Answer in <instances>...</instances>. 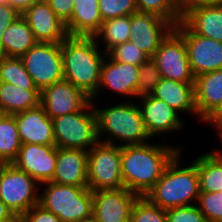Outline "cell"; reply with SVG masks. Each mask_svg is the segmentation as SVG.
Masks as SVG:
<instances>
[{
  "label": "cell",
  "mask_w": 222,
  "mask_h": 222,
  "mask_svg": "<svg viewBox=\"0 0 222 222\" xmlns=\"http://www.w3.org/2000/svg\"><path fill=\"white\" fill-rule=\"evenodd\" d=\"M181 147L152 142L121 147V175L124 187L139 196L156 184Z\"/></svg>",
  "instance_id": "cell-1"
},
{
  "label": "cell",
  "mask_w": 222,
  "mask_h": 222,
  "mask_svg": "<svg viewBox=\"0 0 222 222\" xmlns=\"http://www.w3.org/2000/svg\"><path fill=\"white\" fill-rule=\"evenodd\" d=\"M61 49L64 80L92 99L98 93L101 67L107 53L95 37L84 36H68L61 42Z\"/></svg>",
  "instance_id": "cell-2"
},
{
  "label": "cell",
  "mask_w": 222,
  "mask_h": 222,
  "mask_svg": "<svg viewBox=\"0 0 222 222\" xmlns=\"http://www.w3.org/2000/svg\"><path fill=\"white\" fill-rule=\"evenodd\" d=\"M132 100L133 98L103 109H100V106L96 108L94 105L96 101L91 100L96 114L100 142L117 146L120 144L122 147L145 144L151 140L144 126L139 104ZM104 134L109 136L104 138L105 140L102 138Z\"/></svg>",
  "instance_id": "cell-3"
},
{
  "label": "cell",
  "mask_w": 222,
  "mask_h": 222,
  "mask_svg": "<svg viewBox=\"0 0 222 222\" xmlns=\"http://www.w3.org/2000/svg\"><path fill=\"white\" fill-rule=\"evenodd\" d=\"M179 152L165 168L156 184L145 194L152 204L162 209L194 205L200 194L197 157L192 163L181 166ZM181 160V161H180Z\"/></svg>",
  "instance_id": "cell-4"
},
{
  "label": "cell",
  "mask_w": 222,
  "mask_h": 222,
  "mask_svg": "<svg viewBox=\"0 0 222 222\" xmlns=\"http://www.w3.org/2000/svg\"><path fill=\"white\" fill-rule=\"evenodd\" d=\"M39 192V204L62 222H78L92 215L93 192L88 187L57 184L51 181Z\"/></svg>",
  "instance_id": "cell-5"
},
{
  "label": "cell",
  "mask_w": 222,
  "mask_h": 222,
  "mask_svg": "<svg viewBox=\"0 0 222 222\" xmlns=\"http://www.w3.org/2000/svg\"><path fill=\"white\" fill-rule=\"evenodd\" d=\"M52 120L56 147L89 151L99 142L97 119L91 101L81 111Z\"/></svg>",
  "instance_id": "cell-6"
},
{
  "label": "cell",
  "mask_w": 222,
  "mask_h": 222,
  "mask_svg": "<svg viewBox=\"0 0 222 222\" xmlns=\"http://www.w3.org/2000/svg\"><path fill=\"white\" fill-rule=\"evenodd\" d=\"M88 188L93 191L124 187L121 146L98 142L88 151Z\"/></svg>",
  "instance_id": "cell-7"
},
{
  "label": "cell",
  "mask_w": 222,
  "mask_h": 222,
  "mask_svg": "<svg viewBox=\"0 0 222 222\" xmlns=\"http://www.w3.org/2000/svg\"><path fill=\"white\" fill-rule=\"evenodd\" d=\"M41 185L11 164L0 166V200L14 215H23L39 203Z\"/></svg>",
  "instance_id": "cell-8"
},
{
  "label": "cell",
  "mask_w": 222,
  "mask_h": 222,
  "mask_svg": "<svg viewBox=\"0 0 222 222\" xmlns=\"http://www.w3.org/2000/svg\"><path fill=\"white\" fill-rule=\"evenodd\" d=\"M20 58L39 91L64 79L61 43L37 42Z\"/></svg>",
  "instance_id": "cell-9"
},
{
  "label": "cell",
  "mask_w": 222,
  "mask_h": 222,
  "mask_svg": "<svg viewBox=\"0 0 222 222\" xmlns=\"http://www.w3.org/2000/svg\"><path fill=\"white\" fill-rule=\"evenodd\" d=\"M152 60L158 66L161 78L195 83L184 38L175 29L161 42Z\"/></svg>",
  "instance_id": "cell-10"
},
{
  "label": "cell",
  "mask_w": 222,
  "mask_h": 222,
  "mask_svg": "<svg viewBox=\"0 0 222 222\" xmlns=\"http://www.w3.org/2000/svg\"><path fill=\"white\" fill-rule=\"evenodd\" d=\"M174 29L184 38L195 77L222 69V42L195 34L182 20Z\"/></svg>",
  "instance_id": "cell-11"
},
{
  "label": "cell",
  "mask_w": 222,
  "mask_h": 222,
  "mask_svg": "<svg viewBox=\"0 0 222 222\" xmlns=\"http://www.w3.org/2000/svg\"><path fill=\"white\" fill-rule=\"evenodd\" d=\"M90 101L80 88L64 79L40 91V105L51 119L81 111Z\"/></svg>",
  "instance_id": "cell-12"
},
{
  "label": "cell",
  "mask_w": 222,
  "mask_h": 222,
  "mask_svg": "<svg viewBox=\"0 0 222 222\" xmlns=\"http://www.w3.org/2000/svg\"><path fill=\"white\" fill-rule=\"evenodd\" d=\"M173 29L169 21L157 15L140 12L130 15V41L149 58Z\"/></svg>",
  "instance_id": "cell-13"
},
{
  "label": "cell",
  "mask_w": 222,
  "mask_h": 222,
  "mask_svg": "<svg viewBox=\"0 0 222 222\" xmlns=\"http://www.w3.org/2000/svg\"><path fill=\"white\" fill-rule=\"evenodd\" d=\"M138 197L125 187L93 191L92 214L99 222H130L132 207Z\"/></svg>",
  "instance_id": "cell-14"
},
{
  "label": "cell",
  "mask_w": 222,
  "mask_h": 222,
  "mask_svg": "<svg viewBox=\"0 0 222 222\" xmlns=\"http://www.w3.org/2000/svg\"><path fill=\"white\" fill-rule=\"evenodd\" d=\"M56 161L55 145L21 144L17 158L12 164L41 184L52 180Z\"/></svg>",
  "instance_id": "cell-15"
},
{
  "label": "cell",
  "mask_w": 222,
  "mask_h": 222,
  "mask_svg": "<svg viewBox=\"0 0 222 222\" xmlns=\"http://www.w3.org/2000/svg\"><path fill=\"white\" fill-rule=\"evenodd\" d=\"M145 129L152 139L154 136L180 131L184 128L179 113L152 94L138 97ZM180 116V117H179Z\"/></svg>",
  "instance_id": "cell-16"
},
{
  "label": "cell",
  "mask_w": 222,
  "mask_h": 222,
  "mask_svg": "<svg viewBox=\"0 0 222 222\" xmlns=\"http://www.w3.org/2000/svg\"><path fill=\"white\" fill-rule=\"evenodd\" d=\"M21 16L38 42L61 43L69 36L65 22L55 14L46 0L34 3Z\"/></svg>",
  "instance_id": "cell-17"
},
{
  "label": "cell",
  "mask_w": 222,
  "mask_h": 222,
  "mask_svg": "<svg viewBox=\"0 0 222 222\" xmlns=\"http://www.w3.org/2000/svg\"><path fill=\"white\" fill-rule=\"evenodd\" d=\"M138 70L139 66L114 61L106 55L101 67L98 93L91 100H96L104 88L127 98H137Z\"/></svg>",
  "instance_id": "cell-18"
},
{
  "label": "cell",
  "mask_w": 222,
  "mask_h": 222,
  "mask_svg": "<svg viewBox=\"0 0 222 222\" xmlns=\"http://www.w3.org/2000/svg\"><path fill=\"white\" fill-rule=\"evenodd\" d=\"M21 144L55 145L53 120L39 104L14 114Z\"/></svg>",
  "instance_id": "cell-19"
},
{
  "label": "cell",
  "mask_w": 222,
  "mask_h": 222,
  "mask_svg": "<svg viewBox=\"0 0 222 222\" xmlns=\"http://www.w3.org/2000/svg\"><path fill=\"white\" fill-rule=\"evenodd\" d=\"M88 151L57 147V161L51 182L88 187Z\"/></svg>",
  "instance_id": "cell-20"
},
{
  "label": "cell",
  "mask_w": 222,
  "mask_h": 222,
  "mask_svg": "<svg viewBox=\"0 0 222 222\" xmlns=\"http://www.w3.org/2000/svg\"><path fill=\"white\" fill-rule=\"evenodd\" d=\"M181 9L182 21L195 34L222 42V4Z\"/></svg>",
  "instance_id": "cell-21"
},
{
  "label": "cell",
  "mask_w": 222,
  "mask_h": 222,
  "mask_svg": "<svg viewBox=\"0 0 222 222\" xmlns=\"http://www.w3.org/2000/svg\"><path fill=\"white\" fill-rule=\"evenodd\" d=\"M195 83H183L161 78L152 95L163 100L178 113L189 112L198 117L195 104Z\"/></svg>",
  "instance_id": "cell-22"
},
{
  "label": "cell",
  "mask_w": 222,
  "mask_h": 222,
  "mask_svg": "<svg viewBox=\"0 0 222 222\" xmlns=\"http://www.w3.org/2000/svg\"><path fill=\"white\" fill-rule=\"evenodd\" d=\"M98 0H74L73 13L66 23L69 36L94 37L101 29Z\"/></svg>",
  "instance_id": "cell-23"
},
{
  "label": "cell",
  "mask_w": 222,
  "mask_h": 222,
  "mask_svg": "<svg viewBox=\"0 0 222 222\" xmlns=\"http://www.w3.org/2000/svg\"><path fill=\"white\" fill-rule=\"evenodd\" d=\"M195 104L201 122L222 102V69L195 77Z\"/></svg>",
  "instance_id": "cell-24"
},
{
  "label": "cell",
  "mask_w": 222,
  "mask_h": 222,
  "mask_svg": "<svg viewBox=\"0 0 222 222\" xmlns=\"http://www.w3.org/2000/svg\"><path fill=\"white\" fill-rule=\"evenodd\" d=\"M37 42L26 20L19 16L1 37L0 56L22 57Z\"/></svg>",
  "instance_id": "cell-25"
},
{
  "label": "cell",
  "mask_w": 222,
  "mask_h": 222,
  "mask_svg": "<svg viewBox=\"0 0 222 222\" xmlns=\"http://www.w3.org/2000/svg\"><path fill=\"white\" fill-rule=\"evenodd\" d=\"M40 104L39 90H26L7 82H0V114H16Z\"/></svg>",
  "instance_id": "cell-26"
},
{
  "label": "cell",
  "mask_w": 222,
  "mask_h": 222,
  "mask_svg": "<svg viewBox=\"0 0 222 222\" xmlns=\"http://www.w3.org/2000/svg\"><path fill=\"white\" fill-rule=\"evenodd\" d=\"M200 192L222 191V154L218 150L197 157Z\"/></svg>",
  "instance_id": "cell-27"
},
{
  "label": "cell",
  "mask_w": 222,
  "mask_h": 222,
  "mask_svg": "<svg viewBox=\"0 0 222 222\" xmlns=\"http://www.w3.org/2000/svg\"><path fill=\"white\" fill-rule=\"evenodd\" d=\"M21 140L14 114H0V162L11 164L18 155Z\"/></svg>",
  "instance_id": "cell-28"
},
{
  "label": "cell",
  "mask_w": 222,
  "mask_h": 222,
  "mask_svg": "<svg viewBox=\"0 0 222 222\" xmlns=\"http://www.w3.org/2000/svg\"><path fill=\"white\" fill-rule=\"evenodd\" d=\"M129 31L130 15H127L103 21L100 31L94 37L99 46L105 43L102 48L107 53L114 46L130 41Z\"/></svg>",
  "instance_id": "cell-29"
},
{
  "label": "cell",
  "mask_w": 222,
  "mask_h": 222,
  "mask_svg": "<svg viewBox=\"0 0 222 222\" xmlns=\"http://www.w3.org/2000/svg\"><path fill=\"white\" fill-rule=\"evenodd\" d=\"M0 82H7L26 90H38L20 57L0 56Z\"/></svg>",
  "instance_id": "cell-30"
},
{
  "label": "cell",
  "mask_w": 222,
  "mask_h": 222,
  "mask_svg": "<svg viewBox=\"0 0 222 222\" xmlns=\"http://www.w3.org/2000/svg\"><path fill=\"white\" fill-rule=\"evenodd\" d=\"M140 13L157 15L174 27L182 20L181 0H136Z\"/></svg>",
  "instance_id": "cell-31"
},
{
  "label": "cell",
  "mask_w": 222,
  "mask_h": 222,
  "mask_svg": "<svg viewBox=\"0 0 222 222\" xmlns=\"http://www.w3.org/2000/svg\"><path fill=\"white\" fill-rule=\"evenodd\" d=\"M130 222H168L166 210L139 196L131 211Z\"/></svg>",
  "instance_id": "cell-32"
},
{
  "label": "cell",
  "mask_w": 222,
  "mask_h": 222,
  "mask_svg": "<svg viewBox=\"0 0 222 222\" xmlns=\"http://www.w3.org/2000/svg\"><path fill=\"white\" fill-rule=\"evenodd\" d=\"M138 75L137 98L152 94L161 80L158 66L152 58L139 66Z\"/></svg>",
  "instance_id": "cell-33"
},
{
  "label": "cell",
  "mask_w": 222,
  "mask_h": 222,
  "mask_svg": "<svg viewBox=\"0 0 222 222\" xmlns=\"http://www.w3.org/2000/svg\"><path fill=\"white\" fill-rule=\"evenodd\" d=\"M196 205L207 222H222V191L200 192Z\"/></svg>",
  "instance_id": "cell-34"
},
{
  "label": "cell",
  "mask_w": 222,
  "mask_h": 222,
  "mask_svg": "<svg viewBox=\"0 0 222 222\" xmlns=\"http://www.w3.org/2000/svg\"><path fill=\"white\" fill-rule=\"evenodd\" d=\"M107 55L114 61L130 63L136 66H140L149 59V57L131 41L114 46L107 52Z\"/></svg>",
  "instance_id": "cell-35"
},
{
  "label": "cell",
  "mask_w": 222,
  "mask_h": 222,
  "mask_svg": "<svg viewBox=\"0 0 222 222\" xmlns=\"http://www.w3.org/2000/svg\"><path fill=\"white\" fill-rule=\"evenodd\" d=\"M98 3L103 21L138 12L136 0H98Z\"/></svg>",
  "instance_id": "cell-36"
},
{
  "label": "cell",
  "mask_w": 222,
  "mask_h": 222,
  "mask_svg": "<svg viewBox=\"0 0 222 222\" xmlns=\"http://www.w3.org/2000/svg\"><path fill=\"white\" fill-rule=\"evenodd\" d=\"M168 222H207L197 205L173 207L166 210Z\"/></svg>",
  "instance_id": "cell-37"
},
{
  "label": "cell",
  "mask_w": 222,
  "mask_h": 222,
  "mask_svg": "<svg viewBox=\"0 0 222 222\" xmlns=\"http://www.w3.org/2000/svg\"><path fill=\"white\" fill-rule=\"evenodd\" d=\"M26 222H62L59 217L39 203L23 214Z\"/></svg>",
  "instance_id": "cell-38"
},
{
  "label": "cell",
  "mask_w": 222,
  "mask_h": 222,
  "mask_svg": "<svg viewBox=\"0 0 222 222\" xmlns=\"http://www.w3.org/2000/svg\"><path fill=\"white\" fill-rule=\"evenodd\" d=\"M46 2L65 24L70 20L74 8V0H46Z\"/></svg>",
  "instance_id": "cell-39"
},
{
  "label": "cell",
  "mask_w": 222,
  "mask_h": 222,
  "mask_svg": "<svg viewBox=\"0 0 222 222\" xmlns=\"http://www.w3.org/2000/svg\"><path fill=\"white\" fill-rule=\"evenodd\" d=\"M21 13H19L15 8L7 5H0V40L5 32V29L12 24Z\"/></svg>",
  "instance_id": "cell-40"
},
{
  "label": "cell",
  "mask_w": 222,
  "mask_h": 222,
  "mask_svg": "<svg viewBox=\"0 0 222 222\" xmlns=\"http://www.w3.org/2000/svg\"><path fill=\"white\" fill-rule=\"evenodd\" d=\"M214 125L213 127L220 132L222 130V102L202 121Z\"/></svg>",
  "instance_id": "cell-41"
},
{
  "label": "cell",
  "mask_w": 222,
  "mask_h": 222,
  "mask_svg": "<svg viewBox=\"0 0 222 222\" xmlns=\"http://www.w3.org/2000/svg\"><path fill=\"white\" fill-rule=\"evenodd\" d=\"M222 0H181V7L221 5Z\"/></svg>",
  "instance_id": "cell-42"
},
{
  "label": "cell",
  "mask_w": 222,
  "mask_h": 222,
  "mask_svg": "<svg viewBox=\"0 0 222 222\" xmlns=\"http://www.w3.org/2000/svg\"><path fill=\"white\" fill-rule=\"evenodd\" d=\"M40 1L43 0H9V5L22 14L28 7Z\"/></svg>",
  "instance_id": "cell-43"
},
{
  "label": "cell",
  "mask_w": 222,
  "mask_h": 222,
  "mask_svg": "<svg viewBox=\"0 0 222 222\" xmlns=\"http://www.w3.org/2000/svg\"><path fill=\"white\" fill-rule=\"evenodd\" d=\"M13 212L0 200V222L9 220Z\"/></svg>",
  "instance_id": "cell-44"
},
{
  "label": "cell",
  "mask_w": 222,
  "mask_h": 222,
  "mask_svg": "<svg viewBox=\"0 0 222 222\" xmlns=\"http://www.w3.org/2000/svg\"><path fill=\"white\" fill-rule=\"evenodd\" d=\"M4 222H26L23 215H13L9 220Z\"/></svg>",
  "instance_id": "cell-45"
},
{
  "label": "cell",
  "mask_w": 222,
  "mask_h": 222,
  "mask_svg": "<svg viewBox=\"0 0 222 222\" xmlns=\"http://www.w3.org/2000/svg\"><path fill=\"white\" fill-rule=\"evenodd\" d=\"M78 222H99L95 216L92 214L90 217L88 218H84V219H81L79 220Z\"/></svg>",
  "instance_id": "cell-46"
},
{
  "label": "cell",
  "mask_w": 222,
  "mask_h": 222,
  "mask_svg": "<svg viewBox=\"0 0 222 222\" xmlns=\"http://www.w3.org/2000/svg\"><path fill=\"white\" fill-rule=\"evenodd\" d=\"M9 4V0H0V5H7Z\"/></svg>",
  "instance_id": "cell-47"
},
{
  "label": "cell",
  "mask_w": 222,
  "mask_h": 222,
  "mask_svg": "<svg viewBox=\"0 0 222 222\" xmlns=\"http://www.w3.org/2000/svg\"><path fill=\"white\" fill-rule=\"evenodd\" d=\"M216 135L219 136V138H220L219 140L222 141V133H217ZM219 152L222 154L221 149L219 150Z\"/></svg>",
  "instance_id": "cell-48"
}]
</instances>
